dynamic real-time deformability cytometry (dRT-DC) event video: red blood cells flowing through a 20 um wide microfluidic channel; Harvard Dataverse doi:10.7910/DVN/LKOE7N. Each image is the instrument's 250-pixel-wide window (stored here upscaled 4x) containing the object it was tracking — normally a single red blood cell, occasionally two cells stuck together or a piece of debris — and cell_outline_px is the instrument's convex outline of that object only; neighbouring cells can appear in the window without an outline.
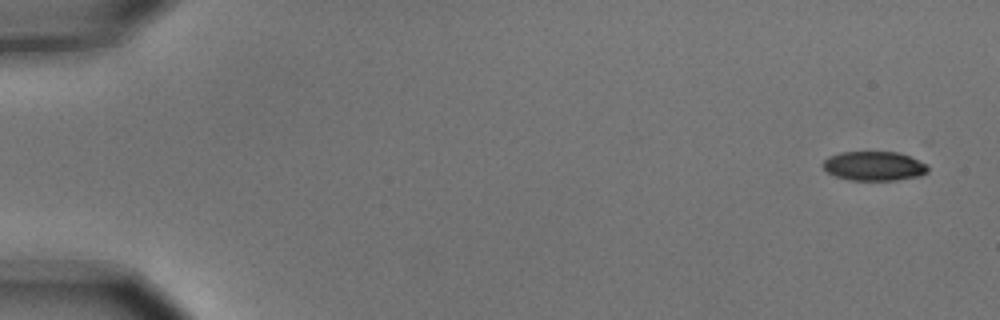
{"species": "common noctule bat (a hibernating species)", "species_latin": "Nyctalus noctula", "temperature_condition": "cold", "stored_images_in_passage": 5, "camera_frame_rate_fps": 3000, "um_per_image_px": 0.085, "animal": {"sex": "male", "body_mass_g": 15.6}, "frame": {"image": 1, "passage_image": 1, "time_ms": 0.0, "image_size_px": [1000, 320], "cell_outline_px": [[928, 172], [920, 176], [896, 180], [848, 180], [836, 176], [828, 172], [820, 164], [828, 156], [840, 152], [896, 152], [908, 156], [928, 164]], "centroid_in_image_um": [74.28, 14.11], "position_along_channel_um": 10.7, "area_um2": 17.98}}
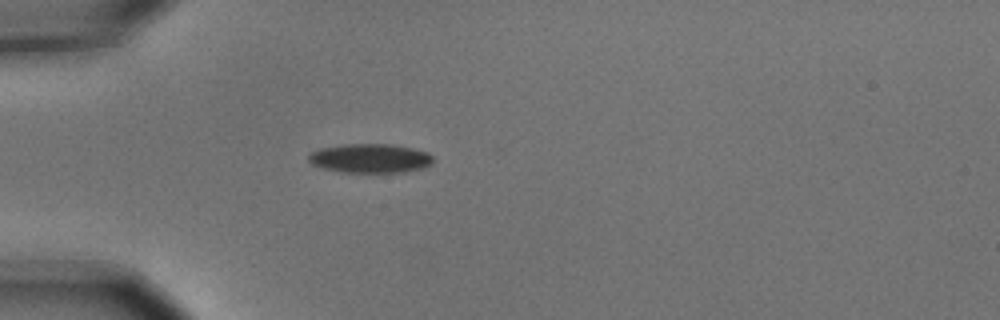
{"frame": {"image": 2, "passage_image": 5, "time_ms": 1.333, "image_size_px": [1000, 320], "cell_outline_px": [[432, 164], [424, 168], [404, 172], [340, 172], [324, 168], [312, 164], [308, 160], [308, 152], [320, 148], [344, 144], [392, 144], [412, 148], [428, 152], [432, 156]], "centroid_in_image_um": [31.46, 13.45], "position_along_channel_um": 53.5, "area_um2": 21.27}}